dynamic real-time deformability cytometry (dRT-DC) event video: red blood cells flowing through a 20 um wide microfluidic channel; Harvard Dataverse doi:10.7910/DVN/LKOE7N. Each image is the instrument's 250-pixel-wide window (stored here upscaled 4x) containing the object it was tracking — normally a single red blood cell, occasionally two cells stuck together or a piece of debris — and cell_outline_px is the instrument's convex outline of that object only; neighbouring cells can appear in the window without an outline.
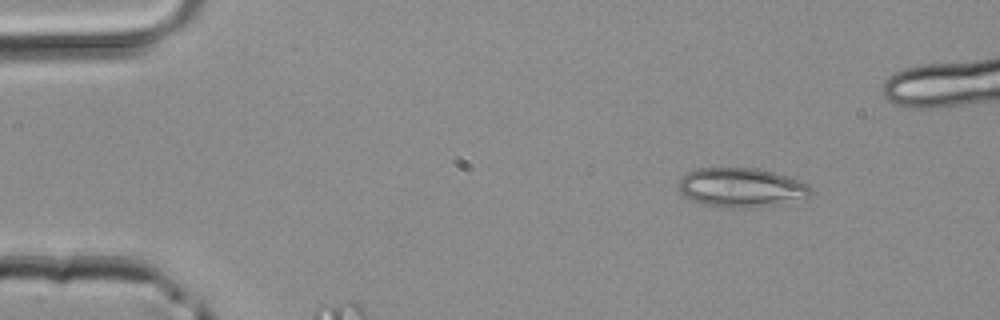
{"species": "common noctule bat (a hibernating species)", "species_latin": "Nyctalus noctula", "temperature_condition": "room temperature", "stored_images_in_passage": 6, "camera_frame_rate_fps": 3000, "um_per_image_px": 0.085, "animal": {"sex": "male", "body_mass_g": 20.4}, "frame": {"image": 1, "passage_image": 1, "time_ms": 0.0, "image_size_px": [1000, 320], "cell_outline_px": [[812, 192], [808, 196], [752, 208], [732, 208], [700, 204], [684, 196], [680, 192], [680, 180], [688, 172], [696, 168], [756, 168], [804, 180], [812, 188]], "centroid_in_image_um": [62.99, 15.93], "position_along_channel_um": 22.0, "area_um2": 29.94}}
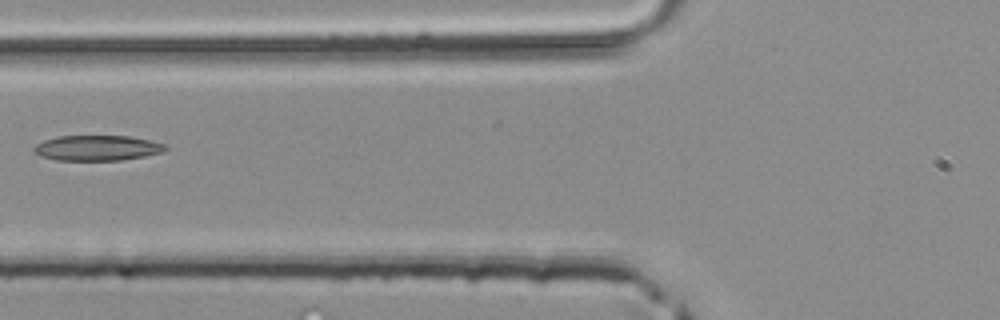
{"frame": {"image": 2, "passage_image": 6, "time_ms": 1.667, "image_size_px": [1000, 320], "cell_outline_px": [[168, 148], [164, 152], [144, 156], [120, 160], [56, 160], [40, 156], [32, 148], [36, 144], [44, 140], [60, 136], [128, 136], [148, 140], [164, 144]], "centroid_in_image_um": [8.25, 12.58], "position_along_channel_um": 117.5, "area_um2": 19.25}}